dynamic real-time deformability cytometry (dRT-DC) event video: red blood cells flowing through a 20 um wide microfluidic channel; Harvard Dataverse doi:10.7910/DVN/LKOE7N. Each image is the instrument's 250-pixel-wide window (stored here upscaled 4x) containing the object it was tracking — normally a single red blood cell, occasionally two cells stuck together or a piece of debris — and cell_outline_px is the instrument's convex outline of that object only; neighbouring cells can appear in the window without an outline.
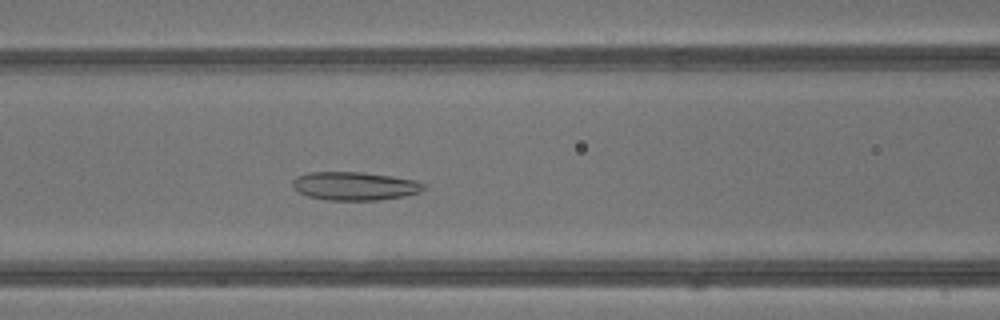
{"species": "common noctule bat (a hibernating species)", "species_latin": "Nyctalus noctula", "temperature_condition": "warm", "stored_images_in_passage": 40, "camera_frame_rate_fps": 3000, "um_per_image_px": 0.085, "animal": {"sex": "male", "body_mass_g": 13.3}, "frame": {"image": 1, "passage_image": 16, "time_ms": 5.0, "image_size_px": [1000, 320], "cell_outline_px": [[424, 188], [420, 192], [404, 196], [380, 200], [328, 200], [308, 196], [292, 188], [292, 180], [296, 176], [308, 172], [364, 172], [392, 176], [416, 180], [424, 184]], "centroid_in_image_um": [30.13, 15.8], "position_along_channel_um": 136.5, "area_um2": 21.79}}
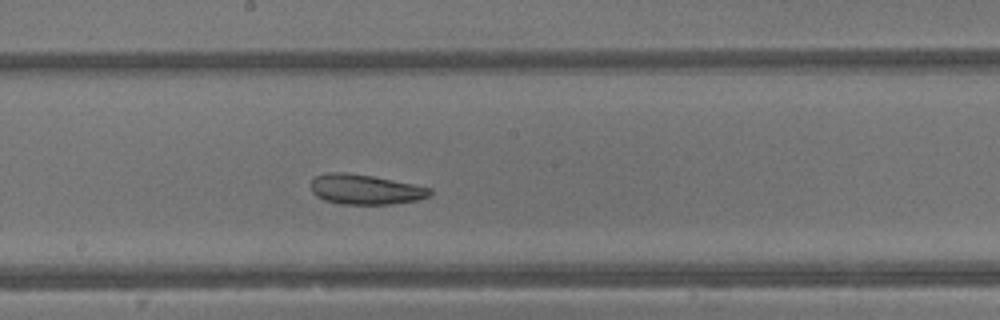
{"frame": {"image": 2, "passage_image": 21, "time_ms": 6.667, "image_size_px": [1000, 320], "cell_outline_px": [[432, 192], [428, 196], [416, 200], [392, 204], [340, 204], [324, 200], [316, 196], [312, 192], [312, 180], [316, 176], [328, 172], [344, 172], [372, 176], [432, 188]], "centroid_in_image_um": [31.03, 16.1], "position_along_channel_um": 217.2, "area_um2": 20.63}}
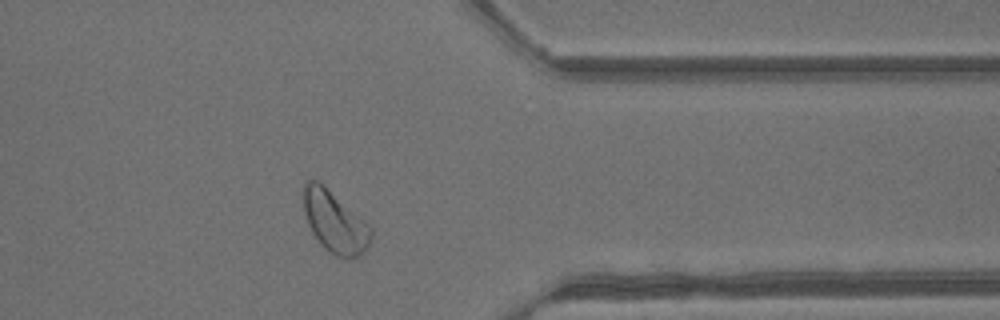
{"frame": {"image": 3, "passage_image": 32, "time_ms": 10.333, "image_size_px": [1000, 320], "cell_outline_px": [[372, 236], [368, 248], [360, 256], [344, 260], [328, 252], [320, 244], [312, 232], [308, 224], [304, 212], [300, 196], [300, 192], [304, 184], [308, 180], [316, 180], [324, 184], [364, 220], [372, 228]], "centroid_in_image_um": [28.42, 18.86], "position_along_channel_um": 383.0, "area_um2": 24.91}, "authors_computed_cell_mechanics": {"area_um2": 24.8829, "velocity_mm_per_s": 4.8425, "shape_relaxation_time_tau1_ms": 6.8202, "shape_relaxation_time_tau2_ms": 2.4365, "deformation_change_tau1": 0.1391, "deformation_change_tau2": 0.0872}}